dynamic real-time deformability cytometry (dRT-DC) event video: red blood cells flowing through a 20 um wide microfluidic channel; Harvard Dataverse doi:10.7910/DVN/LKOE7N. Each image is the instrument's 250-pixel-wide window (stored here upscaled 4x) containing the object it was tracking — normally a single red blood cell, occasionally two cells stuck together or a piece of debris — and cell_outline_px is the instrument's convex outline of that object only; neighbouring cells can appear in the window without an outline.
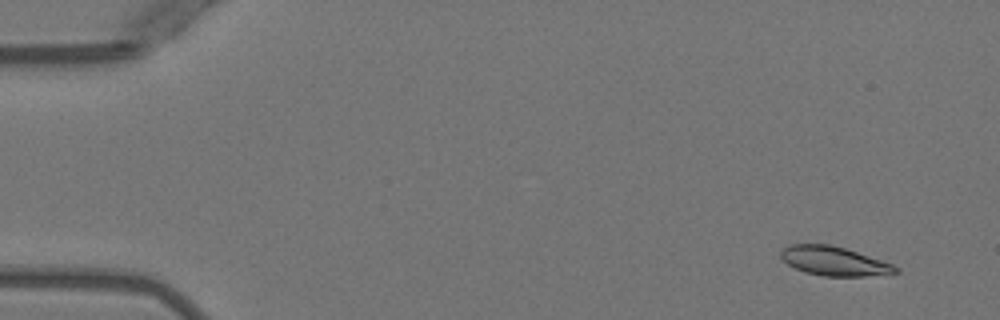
{"species": "Egyptian fruit bat (a non-hibernating species)", "species_latin": "Rousettus aegyptiacus", "temperature_condition": "warm", "stored_images_in_passage": 5, "camera_frame_rate_fps": 3000, "um_per_image_px": 0.085, "animal": {"sex": "female"}, "frame": {"image": 1, "passage_image": 1, "time_ms": 0.0, "image_size_px": [1000, 320], "cell_outline_px": [[900, 272], [864, 276], [824, 276], [804, 272], [788, 264], [780, 256], [780, 252], [788, 244], [828, 244], [844, 248], [892, 264], [900, 268]], "centroid_in_image_um": [70.87, 22.19], "position_along_channel_um": 14.1, "area_um2": 19.19}}
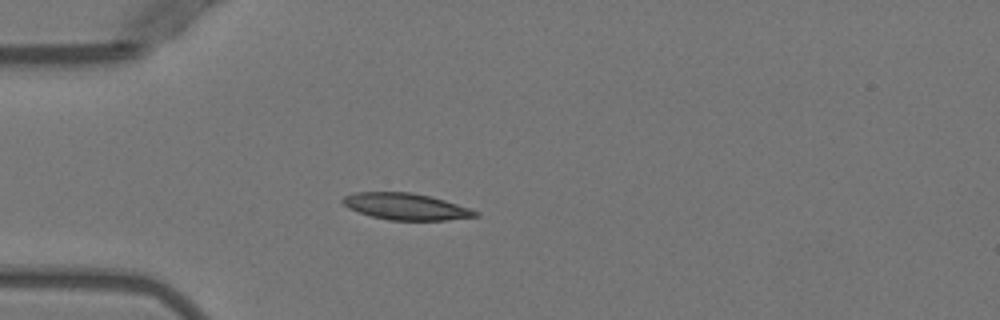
{"frame": {"image": 2, "passage_image": 4, "time_ms": 3.667, "image_size_px": [1000, 320], "cell_outline_px": [[480, 216], [448, 220], [388, 220], [372, 216], [348, 208], [340, 200], [344, 196], [356, 192], [412, 192], [432, 196], [480, 212]], "centroid_in_image_um": [34.51, 17.55], "position_along_channel_um": 50.5, "area_um2": 20.52}}